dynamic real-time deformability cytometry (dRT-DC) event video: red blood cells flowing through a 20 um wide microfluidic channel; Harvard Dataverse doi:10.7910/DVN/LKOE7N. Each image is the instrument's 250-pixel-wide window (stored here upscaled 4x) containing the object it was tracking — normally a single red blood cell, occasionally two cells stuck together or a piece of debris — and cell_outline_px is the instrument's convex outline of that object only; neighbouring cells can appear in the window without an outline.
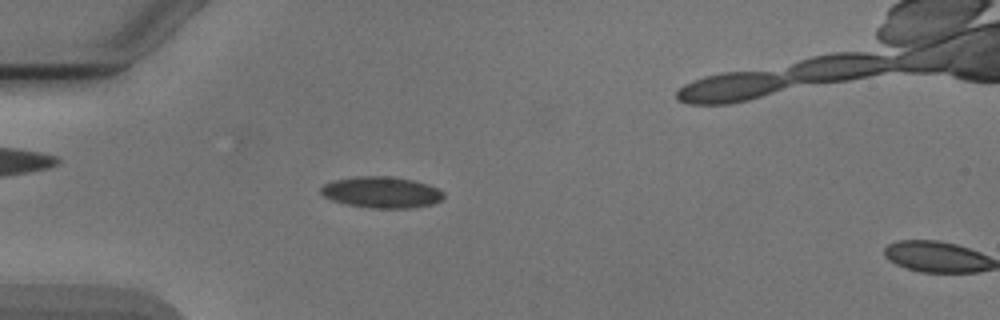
{"species": "Egyptian fruit bat (a non-hibernating species)", "species_latin": "Rousettus aegyptiacus", "temperature_condition": "cold", "stored_images_in_passage": 5, "camera_frame_rate_fps": 3000, "um_per_image_px": 0.085, "animal": {"sex": "male"}, "frame": {"image": 1, "passage_image": 4, "time_ms": 3.667, "image_size_px": [1000, 320], "cell_outline_px": [[444, 196], [440, 200], [432, 204], [412, 208], [372, 208], [348, 204], [332, 200], [324, 196], [320, 192], [320, 188], [324, 184], [332, 180], [356, 176], [392, 176], [412, 180], [428, 184], [444, 192]], "centroid_in_image_um": [32.42, 16.33], "position_along_channel_um": 52.6, "area_um2": 22.37}}